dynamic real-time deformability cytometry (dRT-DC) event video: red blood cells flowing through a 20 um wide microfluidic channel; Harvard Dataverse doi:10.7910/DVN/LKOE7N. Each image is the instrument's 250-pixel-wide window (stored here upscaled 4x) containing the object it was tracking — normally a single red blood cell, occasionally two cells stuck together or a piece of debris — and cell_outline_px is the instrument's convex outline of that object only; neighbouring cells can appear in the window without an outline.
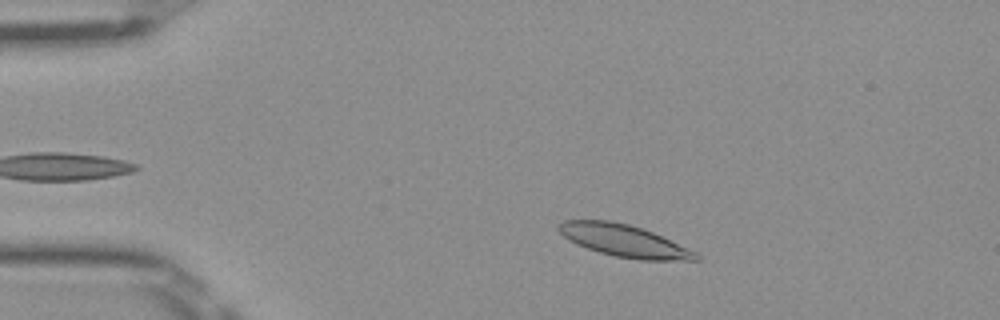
{"species": "Egyptian fruit bat (a non-hibernating species)", "species_latin": "Rousettus aegyptiacus", "temperature_condition": "room temperature", "stored_images_in_passage": 47, "camera_frame_rate_fps": 3000, "um_per_image_px": 0.085, "frame": {"image": 1, "passage_image": 6, "time_ms": 1.667, "image_size_px": [1000, 320], "cell_outline_px": [[700, 260], [640, 260], [616, 256], [600, 252], [576, 244], [568, 240], [556, 228], [556, 224], [564, 220], [608, 220], [628, 224], [652, 232], [696, 252], [700, 256]], "centroid_in_image_um": [53.0, 20.45], "position_along_channel_um": 32.0, "area_um2": 25.43}}
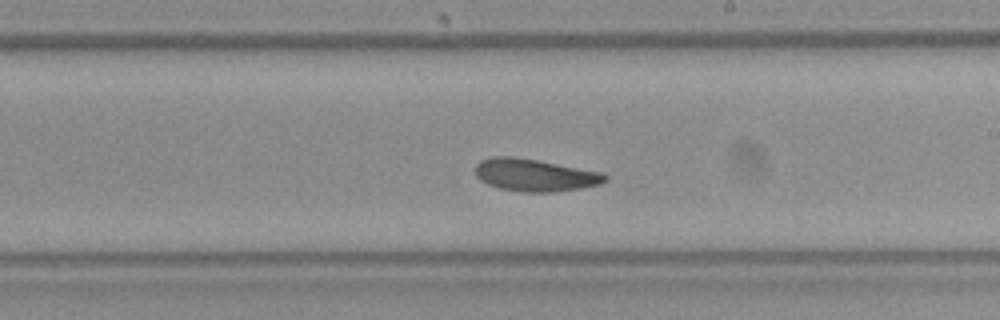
{"frame": {"image": 2, "passage_image": 26, "time_ms": 8.333, "image_size_px": [1000, 320], "cell_outline_px": [[608, 180], [600, 184], [584, 188], [552, 192], [524, 192], [500, 188], [488, 184], [480, 180], [476, 176], [476, 164], [480, 160], [492, 156], [512, 156], [536, 160], [600, 172], [608, 176]], "centroid_in_image_um": [45.45, 14.88], "position_along_channel_um": 243.5, "area_um2": 24.39}}
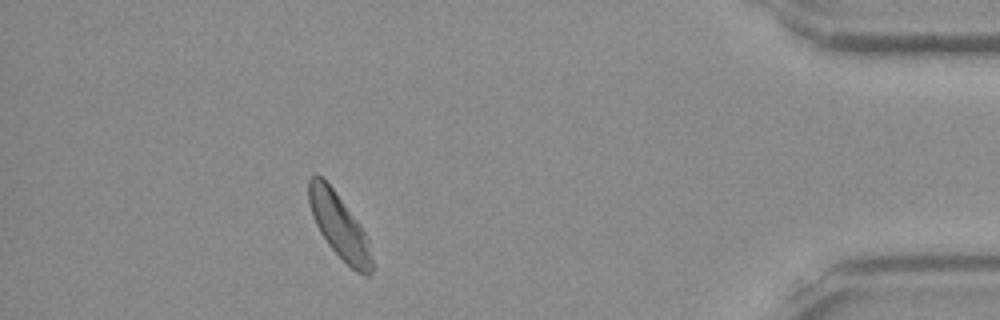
{"frame": {"image": 3, "passage_image": 42, "time_ms": 13.667, "image_size_px": [1000, 320], "cell_outline_px": [[372, 268], [368, 276], [364, 276], [356, 272], [328, 244], [320, 232], [312, 216], [308, 200], [308, 180], [316, 172], [332, 188], [356, 220], [364, 232], [368, 240], [372, 260]], "centroid_in_image_um": [28.81, 19.2], "position_along_channel_um": 406.4, "area_um2": 23.12}, "authors_computed_cell_mechanics": {"area_um2": 24.565, "velocity_mm_per_s": 3.9646, "shape_relaxation_time_tau1_ms": 4.2546, "shape_relaxation_time_tau2_ms": 4.1275, "deformation_change_tau1": 0.1135, "deformation_change_tau2": 0.1083}}